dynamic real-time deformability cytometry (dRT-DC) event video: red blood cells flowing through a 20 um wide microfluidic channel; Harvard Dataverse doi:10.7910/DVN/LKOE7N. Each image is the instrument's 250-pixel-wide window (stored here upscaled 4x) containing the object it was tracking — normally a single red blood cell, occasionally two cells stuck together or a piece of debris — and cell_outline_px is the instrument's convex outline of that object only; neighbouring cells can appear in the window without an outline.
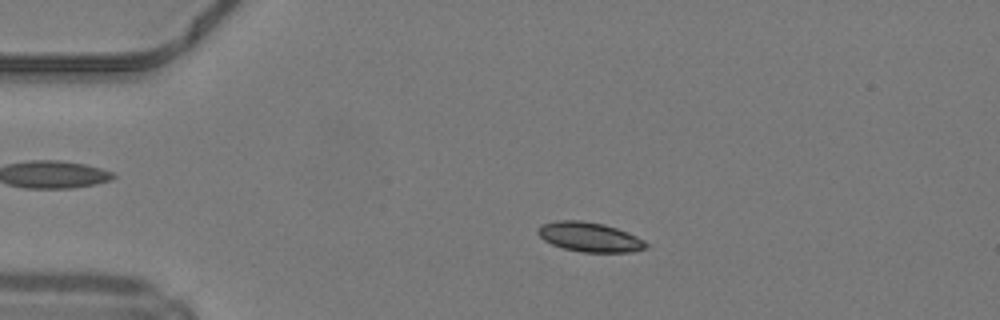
{"species": "common noctule bat (a hibernating species)", "species_latin": "Nyctalus noctula", "temperature_condition": "warm", "stored_images_in_passage": 35, "camera_frame_rate_fps": 3000, "um_per_image_px": 0.085, "animal": {"sex": "male", "body_mass_g": 19.2, "forearm_length_mm": 51.8}, "frame": {"image": 1, "passage_image": 11, "time_ms": 3.333, "image_size_px": [1000, 320], "cell_outline_px": [[648, 248], [632, 252], [580, 252], [564, 248], [552, 244], [544, 240], [536, 232], [540, 224], [556, 220], [580, 220], [604, 224], [628, 232], [644, 240], [648, 244]], "centroid_in_image_um": [50.11, 20.14], "position_along_channel_um": 34.9, "area_um2": 18.73}}
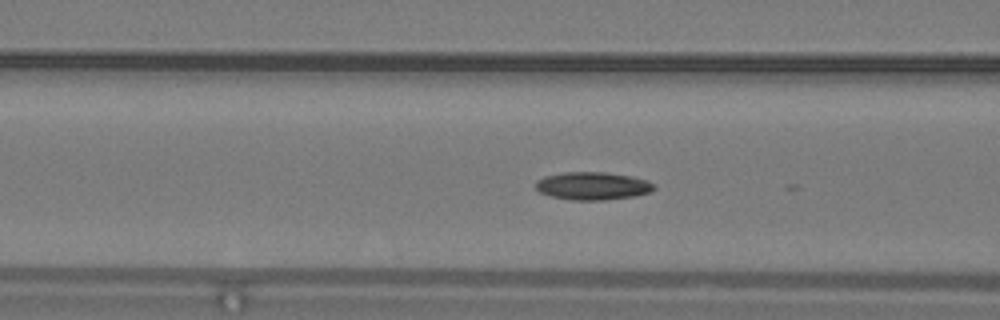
{"frame": {"image": 2, "passage_image": 20, "time_ms": 6.333, "image_size_px": [1000, 320], "cell_outline_px": [[656, 188], [652, 192], [636, 196], [604, 200], [572, 200], [552, 196], [540, 192], [536, 188], [536, 180], [544, 176], [564, 172], [604, 172], [632, 176], [648, 180], [656, 184]], "centroid_in_image_um": [50.43, 15.8], "position_along_channel_um": 116.2, "area_um2": 19.42}}
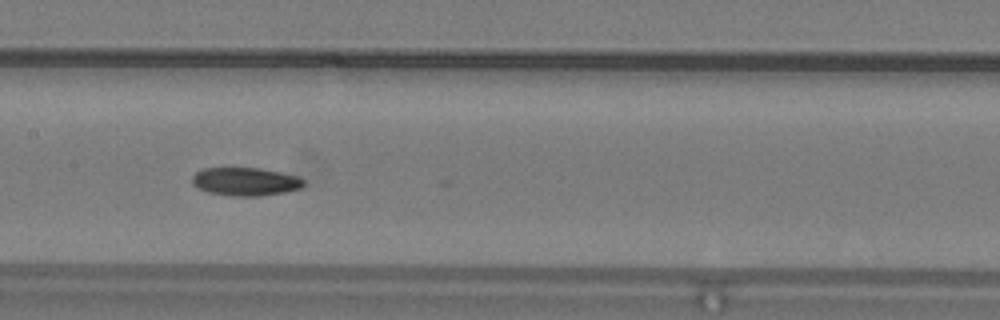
{"frame": {"image": 3, "passage_image": 25, "time_ms": 8.0, "image_size_px": [1000, 320], "cell_outline_px": [[304, 184], [300, 188], [284, 192], [260, 196], [232, 196], [208, 192], [192, 184], [192, 176], [196, 172], [204, 168], [260, 168], [300, 176], [304, 180]], "centroid_in_image_um": [20.87, 15.43], "position_along_channel_um": 186.5, "area_um2": 18.32}}